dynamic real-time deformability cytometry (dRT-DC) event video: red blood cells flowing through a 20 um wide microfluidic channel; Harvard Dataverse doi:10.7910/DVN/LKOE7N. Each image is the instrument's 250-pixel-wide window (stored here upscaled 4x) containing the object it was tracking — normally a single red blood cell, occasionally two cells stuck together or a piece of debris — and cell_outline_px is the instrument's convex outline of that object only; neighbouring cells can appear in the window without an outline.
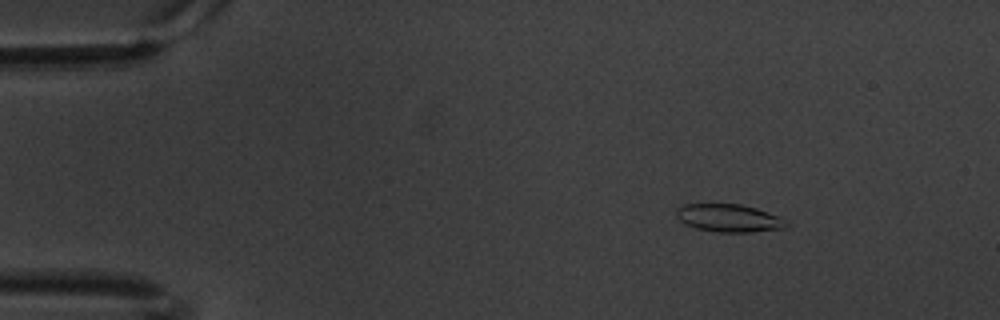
{"species": "common noctule bat (a hibernating species)", "species_latin": "Nyctalus noctula", "temperature_condition": "warm", "stored_images_in_passage": 61, "camera_frame_rate_fps": 3000, "um_per_image_px": 0.085, "animal": {"sex": "male", "body_mass_g": 20.1, "forearm_length_mm": 53.5}, "frame": {"image": 1, "passage_image": 9, "time_ms": 2.667, "image_size_px": [1000, 320], "cell_outline_px": [[788, 224], [784, 228], [752, 232], [716, 232], [696, 228], [684, 224], [676, 216], [676, 208], [680, 204], [740, 204], [756, 208], [768, 212], [788, 220]], "centroid_in_image_um": [61.94, 18.53], "position_along_channel_um": 23.1, "area_um2": 17.98}}
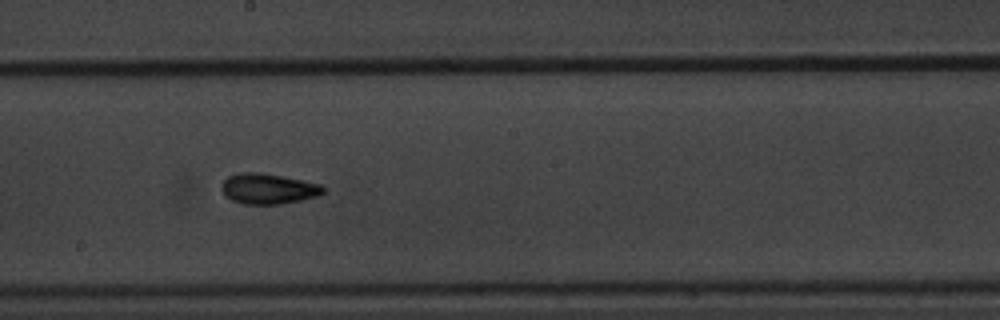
{"frame": {"image": 2, "passage_image": 34, "time_ms": 11.0, "image_size_px": [1000, 320], "cell_outline_px": [[324, 192], [316, 196], [300, 200], [280, 204], [244, 204], [232, 200], [224, 196], [220, 188], [220, 184], [228, 176], [244, 172], [260, 172], [304, 180], [320, 184], [324, 188]], "centroid_in_image_um": [22.75, 16.04], "position_along_channel_um": 225.4, "area_um2": 18.09}}
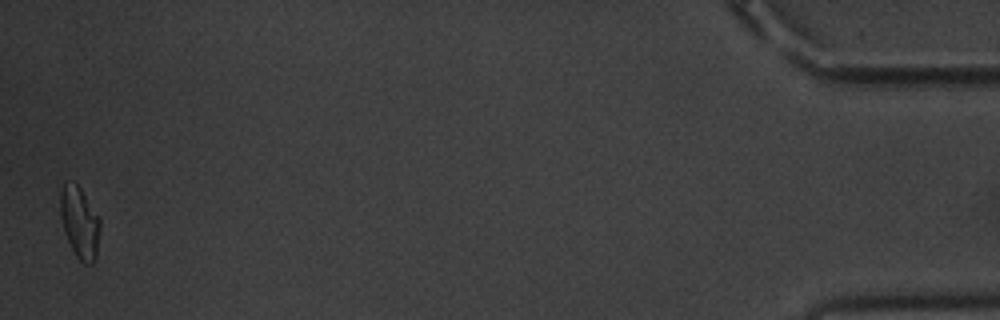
{"frame": {"image": 3, "passage_image": 60, "time_ms": 19.667, "image_size_px": [1000, 320], "cell_outline_px": [[100, 224], [96, 256], [92, 264], [84, 264], [76, 256], [64, 232], [60, 216], [60, 192], [64, 184], [76, 184], [80, 188], [100, 220]], "centroid_in_image_um": [6.76, 18.95], "position_along_channel_um": 428.4, "area_um2": 16.13}, "authors_computed_cell_mechanics": {"area_um2": 17.3978, "velocity_mm_per_s": 3.3759, "shape_relaxation_time_tau1_ms": 7.0166, "shape_relaxation_time_tau2_ms": 3.3943, "deformation_change_tau1": 0.1729, "deformation_change_tau2": 0.0944}}